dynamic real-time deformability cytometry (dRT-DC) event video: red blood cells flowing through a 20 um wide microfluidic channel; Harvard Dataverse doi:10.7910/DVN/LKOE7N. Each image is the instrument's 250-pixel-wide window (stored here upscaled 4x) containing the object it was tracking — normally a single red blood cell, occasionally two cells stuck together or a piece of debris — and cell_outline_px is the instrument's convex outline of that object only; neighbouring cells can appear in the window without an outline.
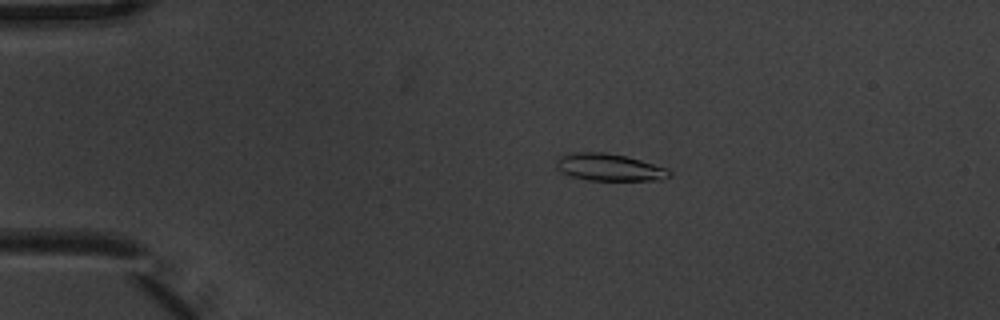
{"species": "common noctule bat (a hibernating species)", "species_latin": "Nyctalus noctula", "temperature_condition": "warm", "stored_images_in_passage": 5, "camera_frame_rate_fps": 3000, "um_per_image_px": 0.085, "animal": {"sex": "male", "body_mass_g": 20.1, "forearm_length_mm": 53.5}, "frame": {"image": 1, "passage_image": 4, "time_ms": 1.0, "image_size_px": [1000, 320], "cell_outline_px": [[672, 176], [660, 180], [588, 180], [572, 176], [560, 172], [556, 168], [556, 160], [560, 156], [572, 152], [604, 152], [624, 156], [640, 160], [668, 168], [672, 172]], "centroid_in_image_um": [51.79, 14.22], "position_along_channel_um": 33.2, "area_um2": 17.98}}